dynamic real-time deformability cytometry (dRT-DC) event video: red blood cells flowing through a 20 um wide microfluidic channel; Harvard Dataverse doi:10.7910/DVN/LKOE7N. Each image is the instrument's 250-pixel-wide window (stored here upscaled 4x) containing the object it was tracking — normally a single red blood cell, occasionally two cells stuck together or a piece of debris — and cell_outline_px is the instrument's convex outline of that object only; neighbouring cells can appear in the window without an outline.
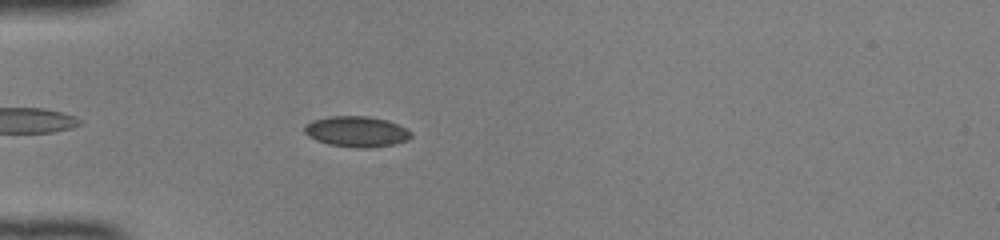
{"species": "common noctule bat (a hibernating species)", "species_latin": "Nyctalus noctula", "temperature_condition": "room temperature", "stored_images_in_passage": 39, "camera_frame_rate_fps": 3000, "um_per_image_px": 0.085, "animal": {"sex": "female", "body_mass_g": 22.0, "forearm_length_mm": 56.7}, "frame": {"image": 1, "passage_image": 4, "time_ms": 1.0, "image_size_px": [1000, 240], "cell_outline_px": [[412, 136], [408, 140], [392, 144], [368, 148], [356, 148], [328, 144], [316, 140], [308, 136], [304, 132], [304, 128], [312, 120], [328, 116], [368, 116], [388, 120], [408, 128], [412, 132]], "centroid_in_image_um": [30.33, 11.18], "position_along_channel_um": 54.7, "area_um2": 19.19}}
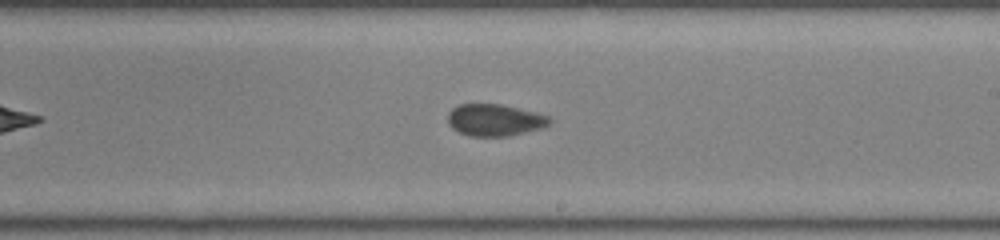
{"frame": {"image": 2, "passage_image": 19, "time_ms": 6.0, "image_size_px": [1000, 240], "cell_outline_px": [[552, 124], [540, 128], [508, 136], [468, 136], [452, 128], [448, 124], [448, 112], [452, 108], [460, 104], [500, 104], [548, 116], [552, 120]], "centroid_in_image_um": [42.02, 10.21], "position_along_channel_um": 247.0, "area_um2": 18.73}}
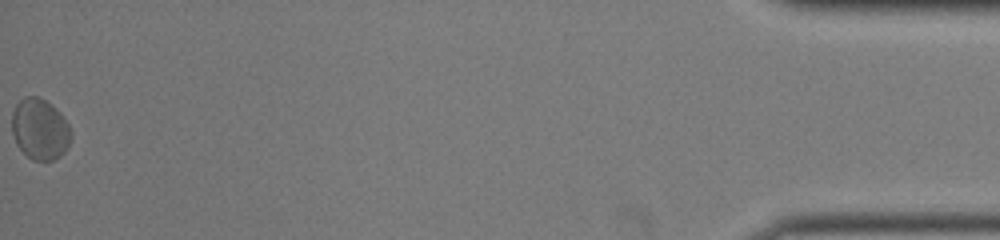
{"frame": {"image": 3, "passage_image": 39, "time_ms": 12.667, "image_size_px": [1000, 240], "cell_outline_px": [[72, 140], [68, 148], [60, 156], [52, 160], [32, 160], [16, 144], [12, 132], [12, 112], [16, 104], [24, 96], [36, 96], [52, 104], [60, 112], [68, 124], [72, 132]], "centroid_in_image_um": [3.41, 10.97], "position_along_channel_um": 431.8, "area_um2": 21.21}, "authors_computed_cell_mechanics": {"area_um2": 19.4208, "velocity_mm_per_s": 4.0721, "shape_relaxation_time_tau1_ms": null, "shape_relaxation_time_tau2_ms": 0.8841, "deformation_change_tau1": null, "deformation_change_tau2": 0.046}}